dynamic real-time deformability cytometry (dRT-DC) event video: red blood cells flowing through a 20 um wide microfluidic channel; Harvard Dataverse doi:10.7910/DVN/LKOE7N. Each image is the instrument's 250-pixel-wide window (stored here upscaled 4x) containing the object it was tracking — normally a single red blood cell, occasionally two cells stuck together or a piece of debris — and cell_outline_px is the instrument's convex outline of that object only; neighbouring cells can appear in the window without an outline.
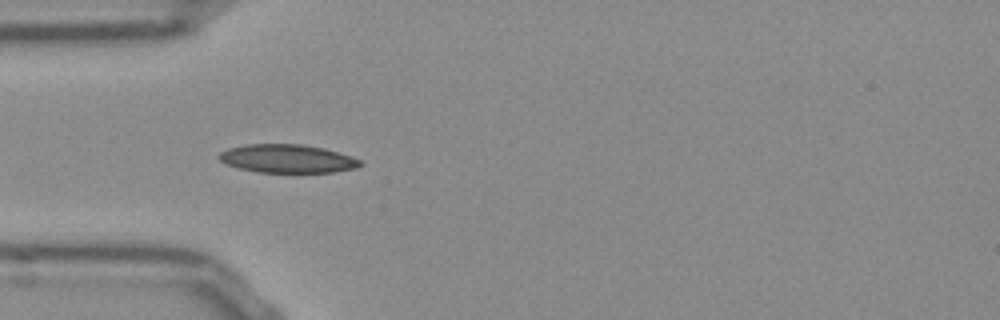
{"species": "Egyptian fruit bat (a non-hibernating species)", "species_latin": "Rousettus aegyptiacus", "temperature_condition": "room temperature", "stored_images_in_passage": 9, "camera_frame_rate_fps": 3000, "um_per_image_px": 0.085, "frame": {"image": 1, "passage_image": 6, "time_ms": 1.667, "image_size_px": [1000, 320], "cell_outline_px": [[364, 164], [356, 168], [332, 172], [260, 172], [240, 168], [224, 164], [220, 160], [220, 152], [228, 148], [248, 144], [300, 144], [324, 148], [360, 160]], "centroid_in_image_um": [24.41, 13.48], "position_along_channel_um": 60.6, "area_um2": 23.06}}
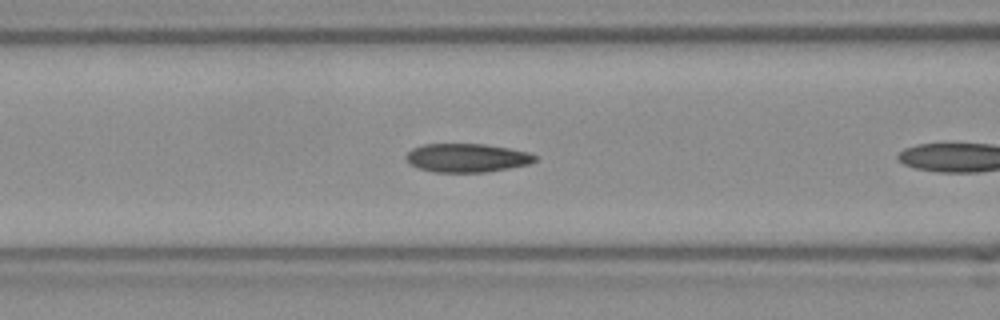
{"frame": {"image": 2, "passage_image": 8, "time_ms": 2.333, "image_size_px": [1000, 320], "cell_outline_px": [[536, 160], [528, 164], [488, 172], [432, 172], [416, 168], [404, 156], [412, 148], [424, 144], [484, 144], [508, 148], [528, 152], [536, 156]], "centroid_in_image_um": [39.66, 13.42], "position_along_channel_um": 126.9, "area_um2": 21.44}}